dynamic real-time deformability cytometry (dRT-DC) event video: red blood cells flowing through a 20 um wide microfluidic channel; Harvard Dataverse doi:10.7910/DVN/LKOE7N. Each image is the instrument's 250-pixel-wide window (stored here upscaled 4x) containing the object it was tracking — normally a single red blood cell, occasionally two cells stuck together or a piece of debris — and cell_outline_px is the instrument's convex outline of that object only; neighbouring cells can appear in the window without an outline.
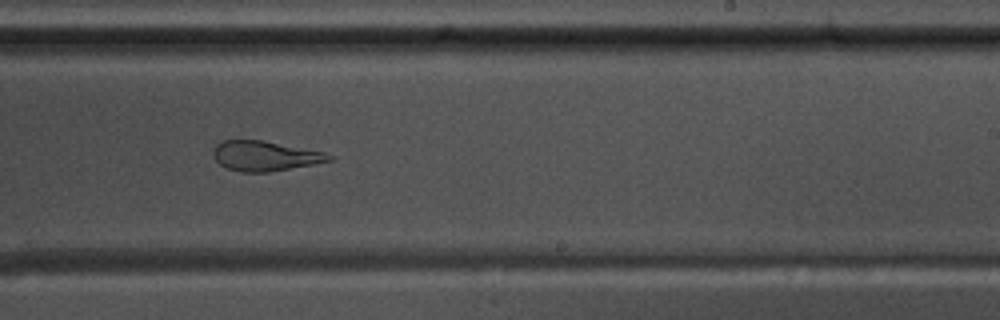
{"species": "common noctule bat (a hibernating species)", "species_latin": "Nyctalus noctula", "temperature_condition": "warm", "stored_images_in_passage": 41, "camera_frame_rate_fps": 3000, "um_per_image_px": 0.085, "animal": {"sex": "male", "body_mass_g": 17.5, "forearm_length_mm": 52.3}, "frame": {"image": 1, "passage_image": 35, "time_ms": 11.333, "image_size_px": [1000, 320], "cell_outline_px": [[336, 156], [332, 160], [312, 164], [268, 172], [240, 172], [228, 168], [220, 164], [212, 156], [212, 152], [216, 144], [224, 140], [264, 140], [324, 152]], "centroid_in_image_um": [22.51, 13.24], "position_along_channel_um": 266.5, "area_um2": 20.17}}